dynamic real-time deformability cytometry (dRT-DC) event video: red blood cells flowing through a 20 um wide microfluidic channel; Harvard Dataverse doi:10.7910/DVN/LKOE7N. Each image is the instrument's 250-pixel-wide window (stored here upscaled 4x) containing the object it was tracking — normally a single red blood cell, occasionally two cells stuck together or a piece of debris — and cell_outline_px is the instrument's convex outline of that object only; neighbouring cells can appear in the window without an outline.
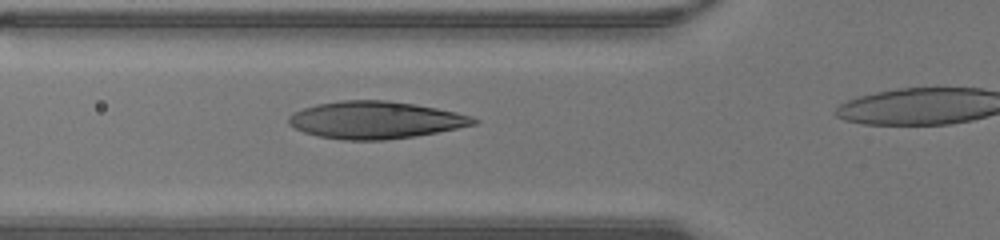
{"species": "human", "species_latin": "Homo sapiens", "temperature_condition": "warm", "stored_images_in_passage": 11, "camera_frame_rate_fps": 3000, "um_per_image_px": 0.085, "donor": {"sex": "male"}, "frame": {"image": 1, "passage_image": 7, "time_ms": 2.0, "image_size_px": [1000, 240], "cell_outline_px": [[480, 120], [476, 124], [416, 136], [384, 140], [344, 140], [320, 136], [304, 132], [288, 124], [288, 116], [292, 112], [316, 104], [340, 100], [388, 100], [416, 104], [456, 112], [472, 116]], "centroid_in_image_um": [31.9, 10.19], "position_along_channel_um": 93.9, "area_um2": 40.23}}
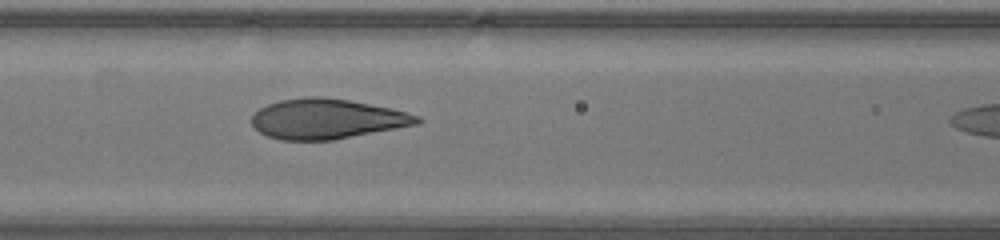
{"frame": {"image": 2, "passage_image": 10, "time_ms": 3.0, "image_size_px": [1000, 240], "cell_outline_px": [[424, 120], [420, 124], [332, 140], [280, 140], [268, 136], [260, 132], [252, 124], [252, 116], [260, 108], [268, 104], [280, 100], [308, 96], [324, 96], [348, 100], [392, 108], [420, 116]], "centroid_in_image_um": [27.82, 10.1], "position_along_channel_um": 138.8, "area_um2": 38.67}}